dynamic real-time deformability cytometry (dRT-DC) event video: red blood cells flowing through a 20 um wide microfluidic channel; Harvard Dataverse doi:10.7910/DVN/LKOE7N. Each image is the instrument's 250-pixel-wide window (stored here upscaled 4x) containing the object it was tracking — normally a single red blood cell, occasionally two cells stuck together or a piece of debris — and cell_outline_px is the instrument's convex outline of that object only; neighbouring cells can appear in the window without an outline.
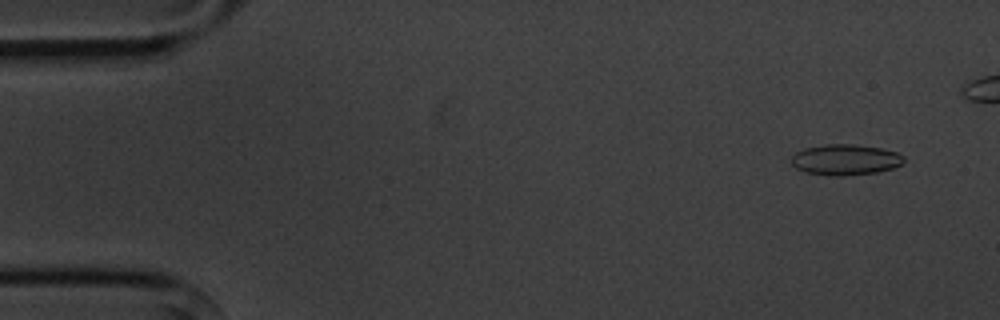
{"species": "common noctule bat (a hibernating species)", "species_latin": "Nyctalus noctula", "temperature_condition": "cold", "stored_images_in_passage": 9, "segment_of_instrument_passage": [1, 2], "camera_frame_rate_fps": 3000, "um_per_image_px": 0.085, "animal": {"sex": "male", "body_mass_g": 20.1, "forearm_length_mm": 53.5}, "frame": {"image": 1, "passage_image": 1, "time_ms": 0.0, "image_size_px": [1000, 320], "cell_outline_px": [[904, 160], [900, 164], [892, 168], [876, 172], [840, 176], [832, 176], [804, 172], [796, 168], [792, 164], [792, 156], [796, 152], [804, 148], [824, 144], [852, 144], [880, 148], [896, 152], [904, 156]], "centroid_in_image_um": [71.82, 13.57], "position_along_channel_um": 13.2, "area_um2": 20.06}}
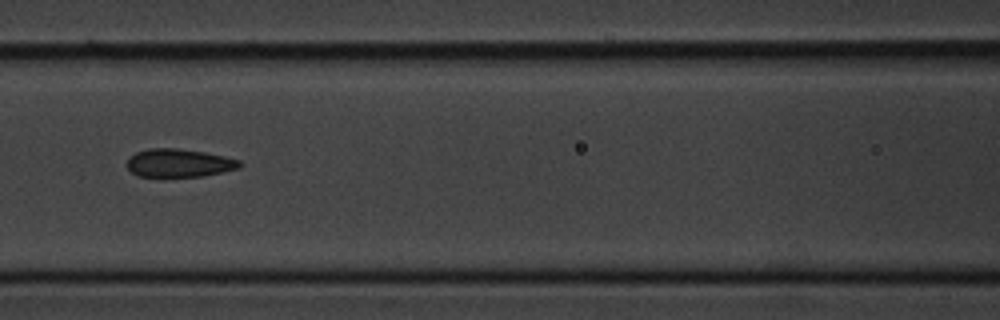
{"frame": {"image": 2, "passage_image": 7, "time_ms": 6.667, "image_size_px": [1000, 320], "cell_outline_px": [[244, 164], [240, 168], [224, 172], [204, 176], [164, 180], [160, 180], [136, 176], [128, 168], [128, 160], [136, 152], [148, 148], [176, 148], [204, 152], [224, 156], [240, 160]], "centroid_in_image_um": [15.22, 13.92], "position_along_channel_um": 151.4, "area_um2": 19.54}}
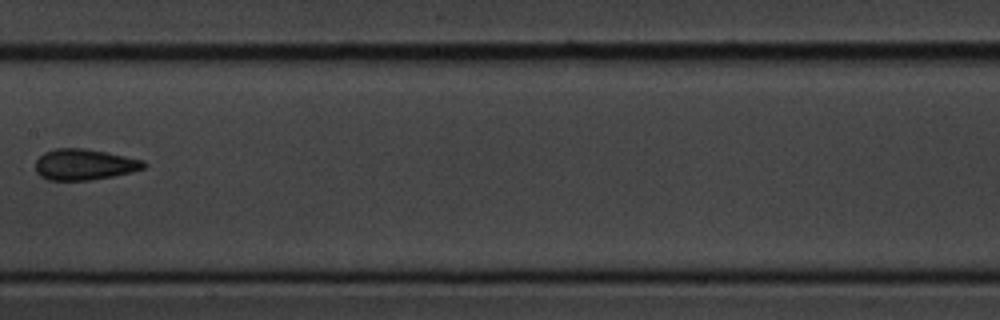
{"frame": {"image": 3, "passage_image": 8, "time_ms": 8.0, "image_size_px": [1000, 320], "cell_outline_px": [[148, 164], [144, 168], [132, 172], [112, 176], [88, 180], [48, 180], [40, 176], [36, 172], [36, 160], [44, 152], [56, 148], [84, 148], [144, 160]], "centroid_in_image_um": [7.16, 13.98], "position_along_channel_um": 200.2, "area_um2": 19.48}}